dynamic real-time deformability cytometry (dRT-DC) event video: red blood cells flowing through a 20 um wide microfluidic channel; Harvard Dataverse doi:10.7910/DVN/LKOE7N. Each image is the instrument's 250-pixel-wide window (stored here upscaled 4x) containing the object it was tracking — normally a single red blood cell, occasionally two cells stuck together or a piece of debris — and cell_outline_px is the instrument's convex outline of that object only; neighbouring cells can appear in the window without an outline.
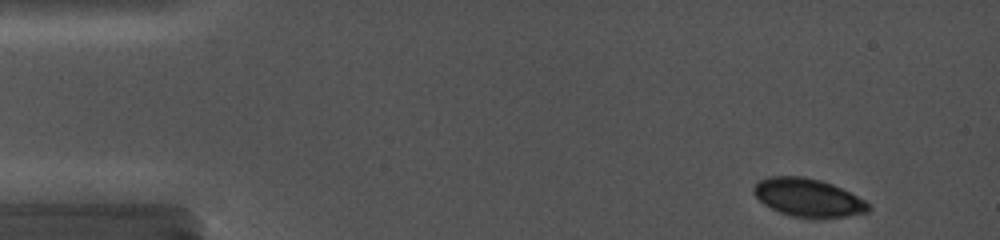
{"species": "common noctule bat (a hibernating species)", "species_latin": "Nyctalus noctula", "temperature_condition": "cold", "stored_images_in_passage": 8, "camera_frame_rate_fps": 5000, "um_per_image_px": 0.085, "animal": {"sex": "female", "body_mass_g": 19.0, "forearm_length_mm": 56.7}, "frame": {"image": 1, "passage_image": 2, "time_ms": 0.6, "image_size_px": [1000, 240], "cell_outline_px": [[872, 208], [868, 212], [820, 220], [792, 216], [780, 212], [764, 204], [752, 192], [752, 188], [760, 180], [772, 176], [804, 176], [820, 180], [832, 184], [864, 200]], "centroid_in_image_um": [68.68, 16.82], "position_along_channel_um": 16.3, "area_um2": 25.55}}